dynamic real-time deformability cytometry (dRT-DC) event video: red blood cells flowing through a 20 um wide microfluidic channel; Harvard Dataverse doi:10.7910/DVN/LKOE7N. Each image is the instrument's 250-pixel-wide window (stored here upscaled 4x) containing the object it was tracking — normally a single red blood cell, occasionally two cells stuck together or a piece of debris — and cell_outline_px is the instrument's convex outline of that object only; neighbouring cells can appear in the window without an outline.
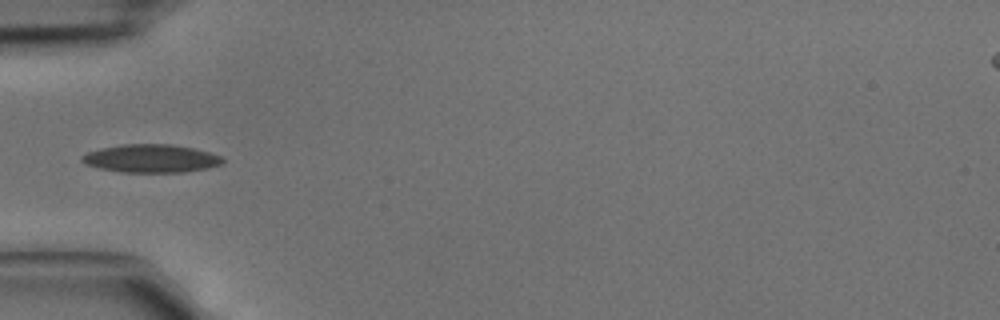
{"species": "common noctule bat (a hibernating species)", "species_latin": "Nyctalus noctula", "temperature_condition": "cold", "stored_images_in_passage": 3, "camera_frame_rate_fps": 3000, "um_per_image_px": 0.085, "animal": {"sex": "male", "body_mass_g": 15.6}, "frame": {"image": 1, "passage_image": 3, "time_ms": 0.667, "image_size_px": [1000, 320], "cell_outline_px": [[224, 160], [220, 164], [208, 168], [184, 172], [120, 172], [100, 168], [84, 164], [80, 160], [80, 156], [88, 152], [100, 148], [120, 144], [172, 144], [196, 148], [220, 156]], "centroid_in_image_um": [12.8, 13.46], "position_along_channel_um": 72.2, "area_um2": 23.18}}